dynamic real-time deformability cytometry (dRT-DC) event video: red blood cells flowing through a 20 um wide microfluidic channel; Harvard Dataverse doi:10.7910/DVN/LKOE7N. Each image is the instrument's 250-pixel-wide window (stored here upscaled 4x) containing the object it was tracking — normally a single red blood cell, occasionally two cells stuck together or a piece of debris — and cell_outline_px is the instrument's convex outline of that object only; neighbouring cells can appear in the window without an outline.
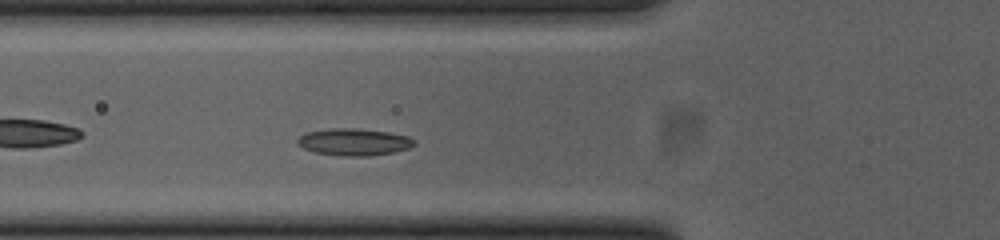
{"species": "common noctule bat (a hibernating species)", "species_latin": "Nyctalus noctula", "temperature_condition": "cold", "stored_images_in_passage": 41, "camera_frame_rate_fps": 3000, "um_per_image_px": 0.085, "animal": {"sex": "female", "body_mass_g": 23.0, "forearm_length_mm": 53.4}, "frame": {"image": 1, "passage_image": 9, "time_ms": 2.667, "image_size_px": [1000, 240], "cell_outline_px": [[416, 144], [408, 148], [392, 152], [368, 156], [344, 156], [316, 152], [304, 148], [296, 144], [296, 140], [304, 132], [332, 128], [352, 128], [388, 132], [408, 136], [416, 140]], "centroid_in_image_um": [30.07, 12.06], "position_along_channel_um": 95.7, "area_um2": 18.32}}
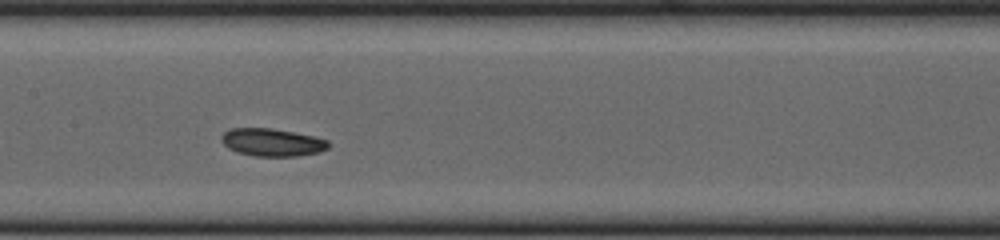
{"frame": {"image": 2, "passage_image": 16, "time_ms": 5.0, "image_size_px": [1000, 240], "cell_outline_px": [[328, 148], [320, 152], [300, 156], [256, 156], [236, 152], [228, 148], [220, 140], [220, 136], [224, 132], [232, 128], [272, 128], [312, 136], [328, 140]], "centroid_in_image_um": [23.1, 12.1], "position_along_channel_um": 184.3, "area_um2": 17.28}}
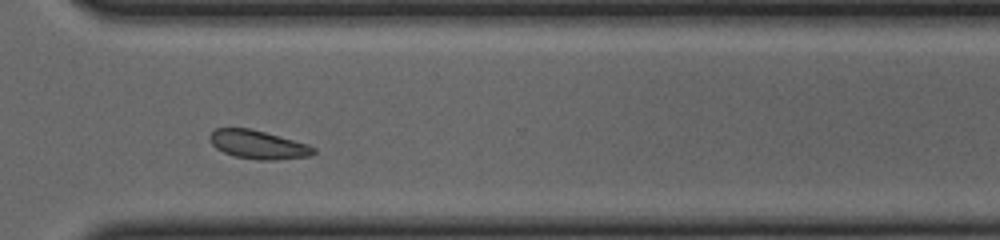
{"frame": {"image": 3, "passage_image": 29, "time_ms": 9.333, "image_size_px": [1000, 240], "cell_outline_px": [[316, 152], [312, 156], [276, 160], [256, 160], [236, 156], [224, 152], [216, 148], [208, 140], [208, 136], [216, 128], [248, 128], [264, 132], [308, 144], [316, 148]], "centroid_in_image_um": [21.95, 12.3], "position_along_channel_um": 348.7, "area_um2": 17.28}, "authors_computed_cell_mechanics": {"area_um2": 17.3978, "velocity_mm_per_s": 3.7879, "shape_relaxation_time_tau1_ms": 1.0681, "shape_relaxation_time_tau2_ms": null, "deformation_change_tau1": 0.0327, "deformation_change_tau2": null}}